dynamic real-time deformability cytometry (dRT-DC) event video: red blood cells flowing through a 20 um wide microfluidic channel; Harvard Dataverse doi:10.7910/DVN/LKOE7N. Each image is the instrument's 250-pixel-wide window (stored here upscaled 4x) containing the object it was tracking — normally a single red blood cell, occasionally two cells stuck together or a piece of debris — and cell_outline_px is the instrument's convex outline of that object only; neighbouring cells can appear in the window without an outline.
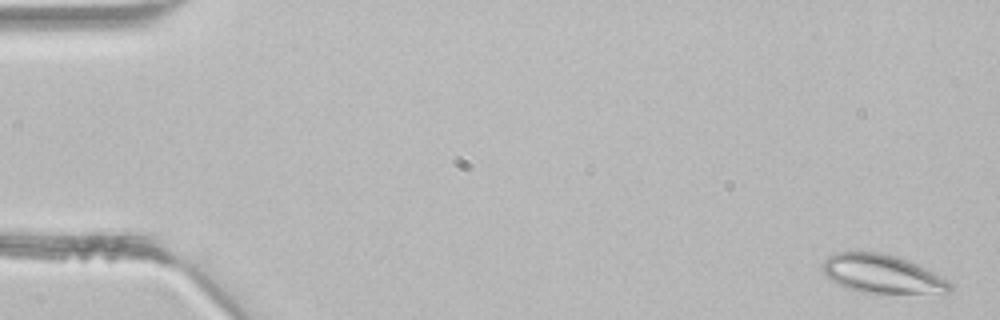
{"species": "common noctule bat (a hibernating species)", "species_latin": "Nyctalus noctula", "temperature_condition": "room temperature", "stored_images_in_passage": 4, "camera_frame_rate_fps": 3000, "um_per_image_px": 0.085, "animal": {"sex": "male", "body_mass_g": 21.5, "forearm_length_mm": 52.0}, "frame": {"image": 1, "passage_image": 1, "time_ms": 0.0, "image_size_px": [1000, 320], "cell_outline_px": [[952, 292], [860, 292], [836, 284], [820, 268], [820, 264], [828, 256], [836, 252], [880, 252], [896, 256], [916, 264], [948, 280], [952, 284]], "centroid_in_image_um": [74.92, 23.26], "position_along_channel_um": 10.1, "area_um2": 28.15}}